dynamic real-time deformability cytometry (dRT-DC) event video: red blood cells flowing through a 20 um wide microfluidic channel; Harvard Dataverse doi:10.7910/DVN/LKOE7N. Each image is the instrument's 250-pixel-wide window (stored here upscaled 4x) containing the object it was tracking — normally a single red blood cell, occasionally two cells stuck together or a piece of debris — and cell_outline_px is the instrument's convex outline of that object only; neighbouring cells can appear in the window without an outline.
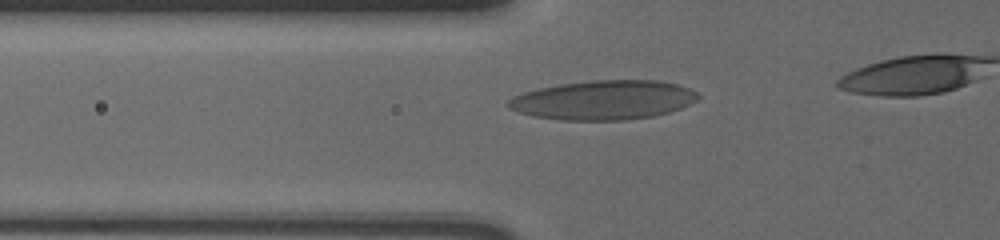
{"species": "human", "species_latin": "Homo sapiens", "temperature_condition": "cold", "stored_images_in_passage": 44, "camera_frame_rate_fps": 3000, "um_per_image_px": 0.085, "donor": {"sex": "male"}, "frame": {"image": 1, "passage_image": 14, "time_ms": 4.333, "image_size_px": [1000, 240], "cell_outline_px": [[700, 96], [696, 100], [680, 108], [668, 112], [652, 116], [624, 120], [564, 120], [532, 116], [508, 108], [508, 100], [512, 96], [524, 92], [540, 88], [560, 84], [588, 80], [656, 80], [676, 84], [688, 88], [696, 92]], "centroid_in_image_um": [51.27, 8.5], "position_along_channel_um": 74.5, "area_um2": 43.23}}
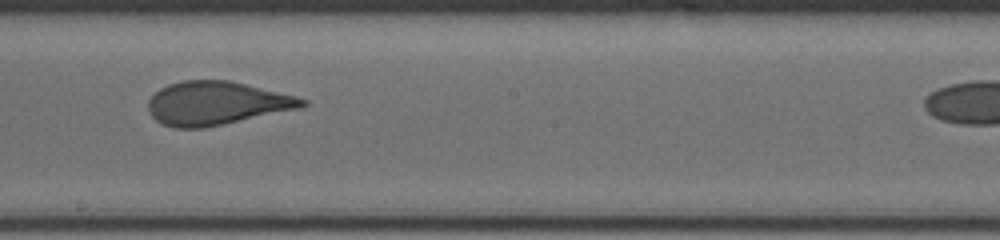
{"frame": {"image": 2, "passage_image": 27, "time_ms": 8.667, "image_size_px": [1000, 240], "cell_outline_px": [[308, 104], [300, 108], [204, 128], [176, 128], [160, 124], [148, 112], [148, 100], [160, 88], [168, 84], [184, 80], [228, 80], [296, 96], [308, 100]], "centroid_in_image_um": [18.37, 8.78], "position_along_channel_um": 229.8, "area_um2": 38.9}}
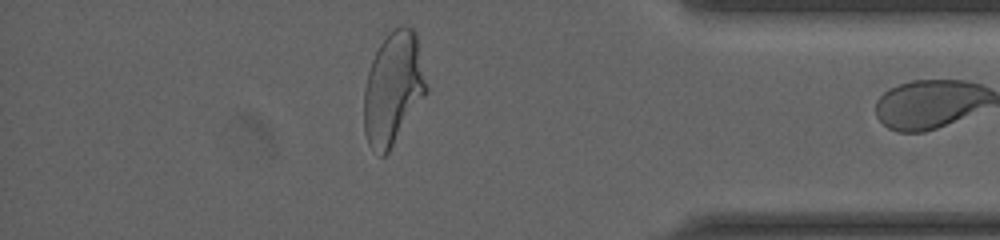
{"frame": {"image": 3, "passage_image": 43, "time_ms": 14.0, "image_size_px": [1000, 240], "cell_outline_px": [[428, 92], [388, 152], [384, 156], [380, 156], [368, 144], [364, 132], [364, 88], [368, 72], [372, 60], [380, 44], [400, 24], [404, 24], [412, 28], [416, 32], [428, 84]], "centroid_in_image_um": [33.44, 7.51], "position_along_channel_um": 401.8, "area_um2": 40.98}}